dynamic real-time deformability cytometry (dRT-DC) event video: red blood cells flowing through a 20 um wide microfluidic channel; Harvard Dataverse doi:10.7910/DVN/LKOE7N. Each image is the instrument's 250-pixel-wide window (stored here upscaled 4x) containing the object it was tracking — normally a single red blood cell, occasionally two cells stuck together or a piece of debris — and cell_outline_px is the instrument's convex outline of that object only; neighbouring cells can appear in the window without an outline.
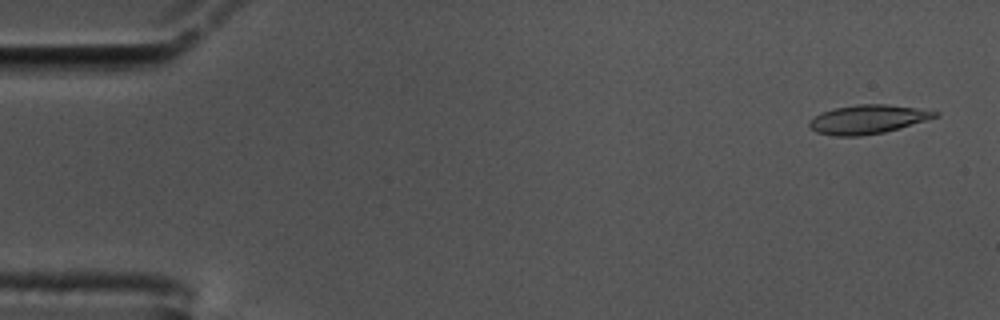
{"species": "common noctule bat (a hibernating species)", "species_latin": "Nyctalus noctula", "temperature_condition": "cold", "stored_images_in_passage": 58, "camera_frame_rate_fps": 3000, "um_per_image_px": 0.085, "animal": {"sex": "male", "body_mass_g": 17.5, "forearm_length_mm": 52.3}, "frame": {"image": 1, "passage_image": 3, "time_ms": 0.667, "image_size_px": [1000, 320], "cell_outline_px": [[940, 116], [900, 128], [884, 132], [860, 136], [836, 136], [816, 132], [808, 128], [808, 120], [820, 112], [836, 108], [856, 104], [888, 104], [916, 108], [940, 112]], "centroid_in_image_um": [73.73, 10.14], "position_along_channel_um": 11.3, "area_um2": 21.33}}
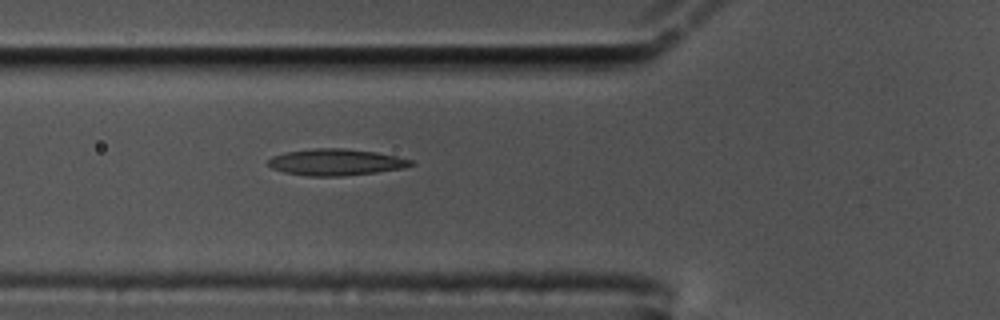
{"frame": {"image": 2, "passage_image": 21, "time_ms": 6.667, "image_size_px": [1000, 320], "cell_outline_px": [[416, 164], [404, 168], [376, 172], [340, 176], [308, 176], [284, 172], [272, 168], [268, 164], [268, 160], [272, 156], [288, 152], [312, 148], [344, 148], [376, 152], [396, 156], [412, 160]], "centroid_in_image_um": [28.57, 13.78], "position_along_channel_um": 97.2, "area_um2": 21.96}}
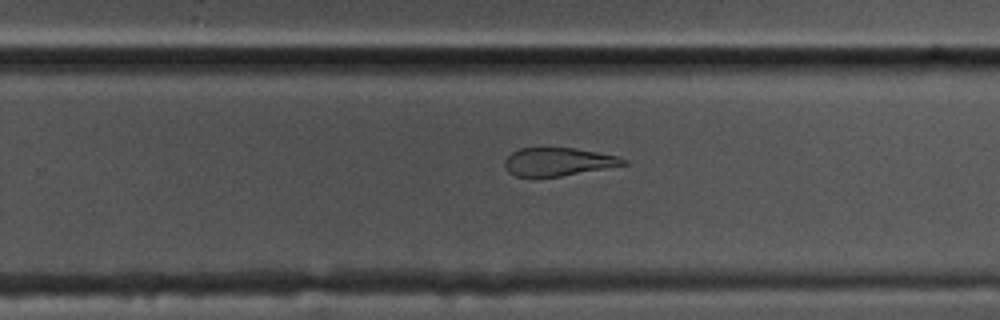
{"frame": {"image": 3, "passage_image": 37, "time_ms": 12.0, "image_size_px": [1000, 320], "cell_outline_px": [[628, 164], [560, 176], [536, 180], [516, 176], [508, 172], [504, 164], [504, 160], [512, 152], [520, 148], [576, 148], [616, 156], [628, 160]], "centroid_in_image_um": [47.37, 13.78], "position_along_channel_um": 282.4, "area_um2": 19.83}, "authors_computed_cell_mechanics": {"area_um2": 21.5594, "velocity_mm_per_s": 3.472, "shape_relaxation_time_tau1_ms": null, "shape_relaxation_time_tau2_ms": 4.0557, "deformation_change_tau1": null, "deformation_change_tau2": 0.133}}